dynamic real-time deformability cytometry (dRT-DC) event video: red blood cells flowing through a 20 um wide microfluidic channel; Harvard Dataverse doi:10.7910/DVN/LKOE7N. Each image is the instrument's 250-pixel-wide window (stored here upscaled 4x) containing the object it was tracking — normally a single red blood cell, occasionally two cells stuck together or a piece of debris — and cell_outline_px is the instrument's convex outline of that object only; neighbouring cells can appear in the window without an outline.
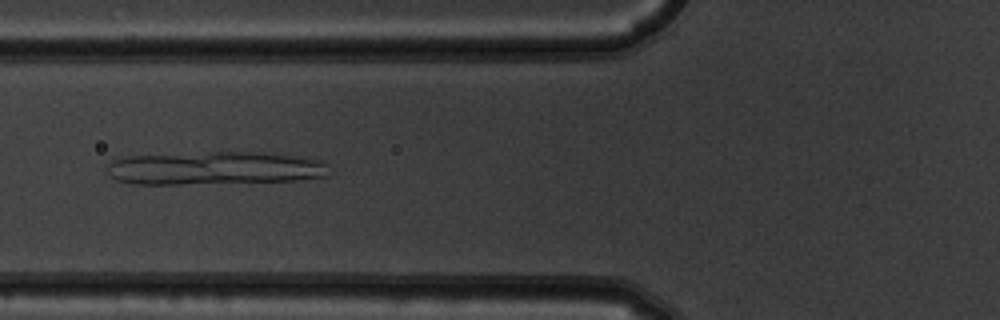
{"species": "common noctule bat (a hibernating species)", "species_latin": "Nyctalus noctula", "temperature_condition": "warm", "stored_images_in_passage": 3, "camera_frame_rate_fps": 3000, "um_per_image_px": 0.085, "animal": {"sex": "male", "body_mass_g": 19.5, "forearm_length_mm": 54.6}, "frame": {"image": 1, "passage_image": 3, "time_ms": 0.667, "image_size_px": [1000, 320], "cell_outline_px": [[328, 176], [300, 180], [180, 184], [132, 184], [116, 180], [108, 172], [108, 164], [112, 160], [124, 156], [208, 152], [260, 152], [312, 156], [324, 160], [328, 164]], "centroid_in_image_um": [18.34, 14.28], "position_along_channel_um": 107.5, "area_um2": 43.64}}